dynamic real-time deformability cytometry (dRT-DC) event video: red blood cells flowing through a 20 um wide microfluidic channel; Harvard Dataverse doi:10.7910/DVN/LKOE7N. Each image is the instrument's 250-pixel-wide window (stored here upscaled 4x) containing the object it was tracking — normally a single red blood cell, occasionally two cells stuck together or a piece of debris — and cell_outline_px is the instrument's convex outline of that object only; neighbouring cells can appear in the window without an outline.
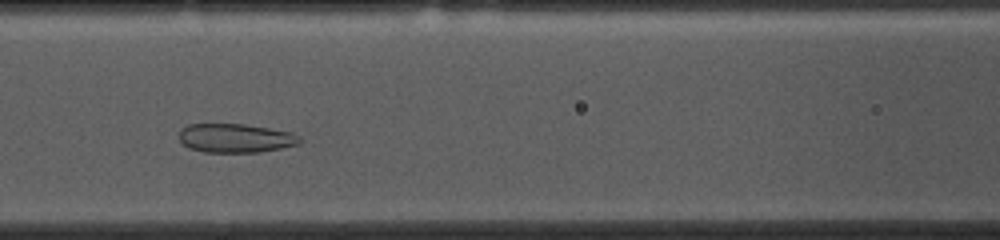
{"species": "common noctule bat (a hibernating species)", "species_latin": "Nyctalus noctula", "temperature_condition": "cold", "stored_images_in_passage": 38, "camera_frame_rate_fps": 3000, "um_per_image_px": 0.085, "animal": {"sex": "female", "body_mass_g": 10.0, "forearm_length_mm": 53.1}, "frame": {"image": 1, "passage_image": 16, "time_ms": 5.0, "image_size_px": [1000, 240], "cell_outline_px": [[304, 140], [300, 144], [260, 152], [204, 152], [188, 148], [180, 140], [180, 128], [188, 124], [244, 124], [292, 132], [300, 136]], "centroid_in_image_um": [20.04, 11.74], "position_along_channel_um": 146.6, "area_um2": 20.46}}
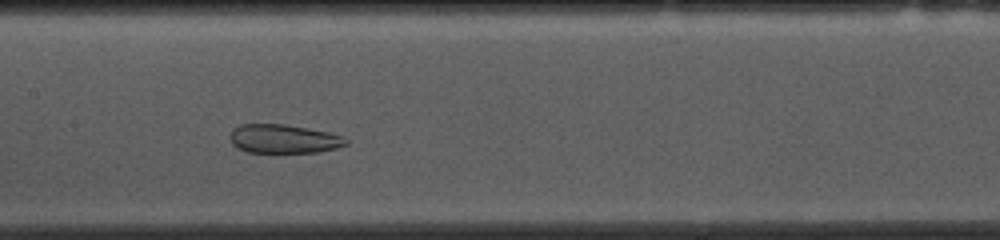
{"frame": {"image": 2, "passage_image": 19, "time_ms": 6.0, "image_size_px": [1000, 240], "cell_outline_px": [[348, 144], [336, 148], [320, 152], [248, 152], [236, 148], [232, 144], [232, 128], [240, 124], [284, 124], [308, 128], [328, 132], [344, 136], [348, 140]], "centroid_in_image_um": [24.14, 11.8], "position_along_channel_um": 183.3, "area_um2": 19.48}}
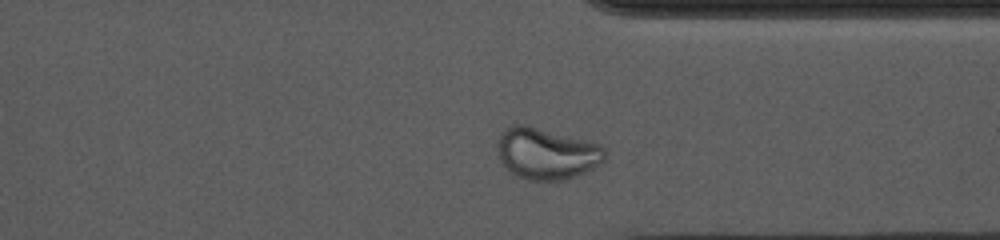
{"frame": {"image": 3, "passage_image": 34, "time_ms": 11.0, "image_size_px": [1000, 240], "cell_outline_px": [[608, 156], [600, 164], [576, 176], [564, 180], [528, 180], [516, 176], [508, 172], [500, 160], [496, 148], [496, 140], [500, 132], [508, 124], [524, 124], [588, 140], [600, 144], [608, 148]], "centroid_in_image_um": [46.44, 13.03], "position_along_channel_um": 365.0, "area_um2": 33.06}, "authors_computed_cell_mechanics": {"area_um2": 25.432, "velocity_mm_per_s": 3.6635, "shape_relaxation_time_tau1_ms": null, "shape_relaxation_time_tau2_ms": 1.1433, "deformation_change_tau1": null, "deformation_change_tau2": 0.0667}}